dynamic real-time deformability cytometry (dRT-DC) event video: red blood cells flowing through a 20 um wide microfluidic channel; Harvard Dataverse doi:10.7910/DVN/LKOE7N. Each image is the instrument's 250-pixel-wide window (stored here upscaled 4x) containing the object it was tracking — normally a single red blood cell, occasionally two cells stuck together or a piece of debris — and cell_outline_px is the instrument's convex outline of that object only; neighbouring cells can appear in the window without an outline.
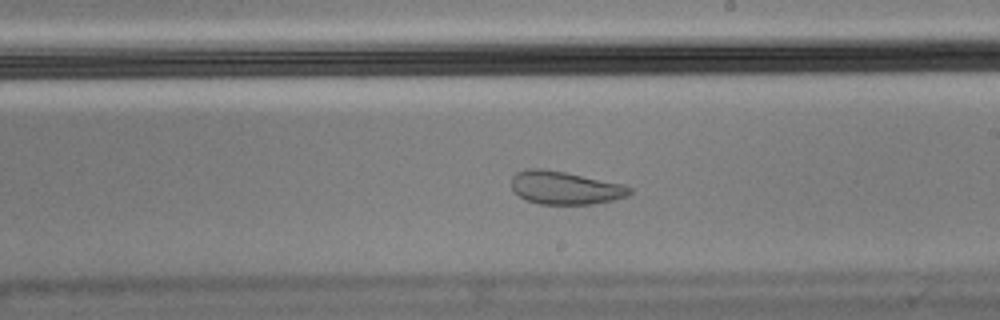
{"species": "Egyptian fruit bat (a non-hibernating species)", "species_latin": "Rousettus aegyptiacus", "temperature_condition": "cold", "stored_images_in_passage": 56, "camera_frame_rate_fps": 3000, "um_per_image_px": 0.085, "animal": {"sex": "male"}, "frame": {"image": 1, "passage_image": 32, "time_ms": 10.333, "image_size_px": [1000, 320], "cell_outline_px": [[632, 192], [628, 196], [612, 200], [592, 204], [540, 204], [528, 200], [520, 196], [512, 188], [512, 176], [516, 172], [528, 168], [540, 168], [564, 172], [624, 184], [632, 188]], "centroid_in_image_um": [48.05, 15.96], "position_along_channel_um": 241.0, "area_um2": 22.66}}